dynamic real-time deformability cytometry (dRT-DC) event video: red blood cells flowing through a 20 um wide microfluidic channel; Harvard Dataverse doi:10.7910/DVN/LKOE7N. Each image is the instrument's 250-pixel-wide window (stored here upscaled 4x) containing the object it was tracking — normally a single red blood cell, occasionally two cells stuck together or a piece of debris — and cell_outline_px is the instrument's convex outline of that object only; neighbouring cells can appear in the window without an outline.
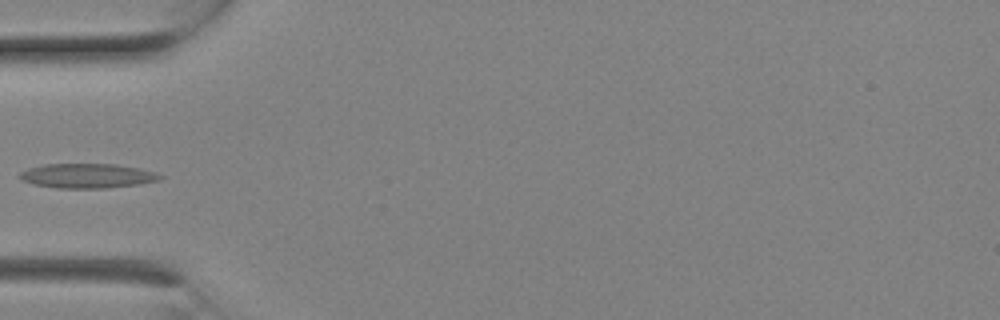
{"species": "Egyptian fruit bat (a non-hibernating species)", "species_latin": "Rousettus aegyptiacus", "temperature_condition": "room temperature", "stored_images_in_passage": 3, "camera_frame_rate_fps": 3000, "um_per_image_px": 0.085, "animal": {"sex": "female"}, "frame": {"image": 1, "passage_image": 3, "time_ms": 0.667, "image_size_px": [1000, 320], "cell_outline_px": [[164, 176], [160, 180], [140, 184], [104, 188], [56, 188], [36, 184], [24, 180], [20, 176], [20, 172], [28, 168], [44, 164], [116, 164], [140, 168], [156, 172]], "centroid_in_image_um": [7.49, 14.94], "position_along_channel_um": 77.5, "area_um2": 20.0}}